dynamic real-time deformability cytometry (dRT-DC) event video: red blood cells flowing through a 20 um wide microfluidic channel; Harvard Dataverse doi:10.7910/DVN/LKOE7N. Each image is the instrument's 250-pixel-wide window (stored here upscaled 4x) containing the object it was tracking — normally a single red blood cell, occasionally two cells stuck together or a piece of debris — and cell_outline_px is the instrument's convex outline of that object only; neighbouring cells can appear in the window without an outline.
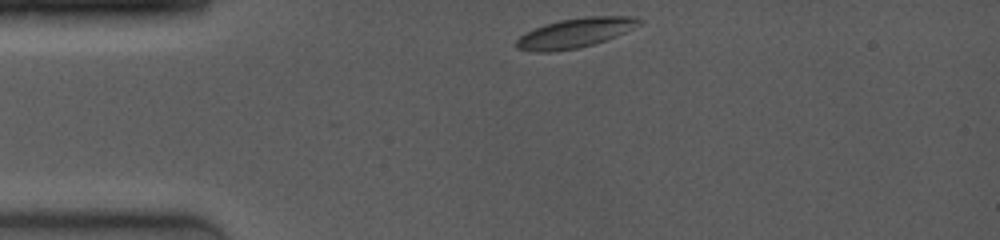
{"species": "common noctule bat (a hibernating species)", "species_latin": "Nyctalus noctula", "temperature_condition": "room temperature", "stored_images_in_passage": 2, "camera_frame_rate_fps": 4000, "um_per_image_px": 0.085, "animal": {"sex": "female", "body_mass_g": 19.0, "forearm_length_mm": 53.3}, "frame": {"image": 1, "passage_image": 1, "time_ms": 0.0, "image_size_px": [1000, 240], "cell_outline_px": [[644, 20], [640, 24], [624, 32], [604, 40], [592, 44], [576, 48], [548, 52], [536, 52], [516, 48], [516, 40], [520, 36], [544, 24], [560, 20], [584, 16], [636, 16]], "centroid_in_image_um": [48.89, 2.78], "position_along_channel_um": 36.1, "area_um2": 20.87}}